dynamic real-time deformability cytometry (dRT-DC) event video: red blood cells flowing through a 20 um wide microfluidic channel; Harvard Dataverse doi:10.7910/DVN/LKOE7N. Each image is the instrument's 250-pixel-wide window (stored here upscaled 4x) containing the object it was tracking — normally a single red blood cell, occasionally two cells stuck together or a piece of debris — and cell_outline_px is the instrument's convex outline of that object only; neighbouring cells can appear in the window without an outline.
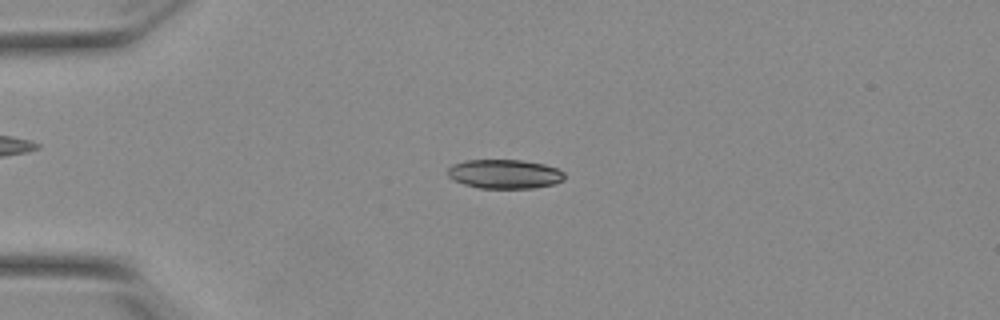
{"species": "Egyptian fruit bat (a non-hibernating species)", "species_latin": "Rousettus aegyptiacus", "temperature_condition": "warm", "stored_images_in_passage": 53, "camera_frame_rate_fps": 3000, "um_per_image_px": 0.085, "animal": {"sex": "female"}, "frame": {"image": 1, "passage_image": 13, "time_ms": 4.0, "image_size_px": [1000, 320], "cell_outline_px": [[564, 180], [552, 184], [532, 188], [476, 188], [464, 184], [448, 176], [448, 168], [452, 164], [464, 160], [520, 160], [544, 164], [556, 168], [564, 172]], "centroid_in_image_um": [42.88, 14.79], "position_along_channel_um": 42.1, "area_um2": 19.77}}
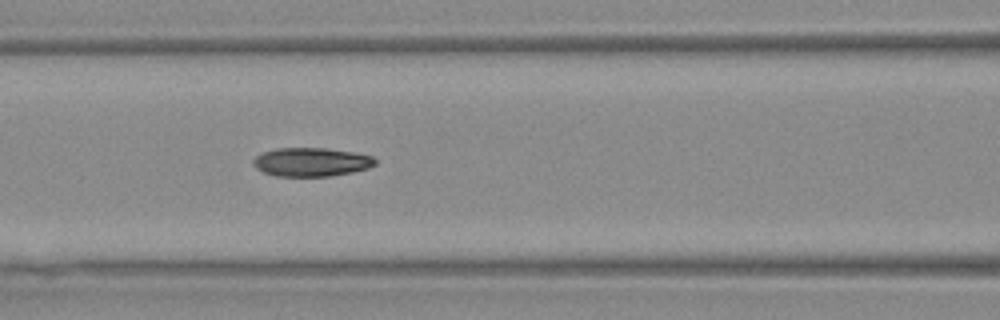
{"frame": {"image": 2, "passage_image": 23, "time_ms": 7.333, "image_size_px": [1000, 320], "cell_outline_px": [[376, 164], [368, 168], [352, 172], [328, 176], [276, 176], [264, 172], [256, 168], [252, 164], [252, 160], [256, 156], [264, 152], [276, 148], [324, 148], [352, 152], [372, 156], [376, 160]], "centroid_in_image_um": [26.44, 13.77], "position_along_channel_um": 140.2, "area_um2": 20.29}}
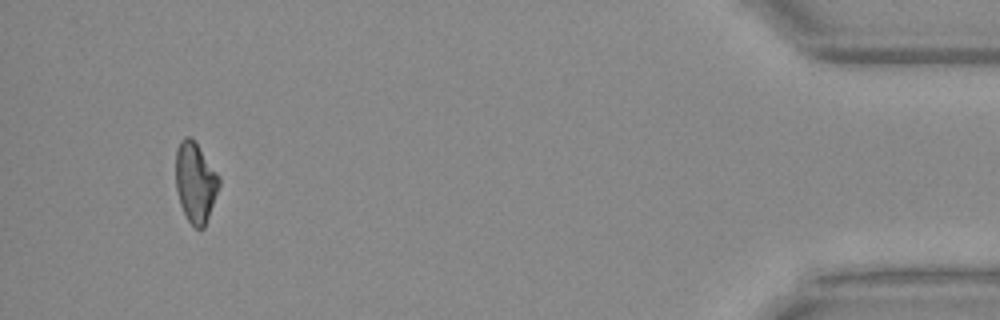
{"frame": {"image": 3, "passage_image": 50, "time_ms": 16.333, "image_size_px": [1000, 320], "cell_outline_px": [[220, 184], [204, 228], [196, 228], [188, 220], [180, 204], [176, 188], [176, 148], [180, 140], [184, 136], [192, 136], [220, 176]], "centroid_in_image_um": [16.6, 15.44], "position_along_channel_um": 418.6, "area_um2": 20.29}, "authors_computed_cell_mechanics": {"area_um2": 20.7502, "velocity_mm_per_s": 3.8658, "shape_relaxation_time_tau1_ms": 3.8048, "shape_relaxation_time_tau2_ms": 2.6251, "deformation_change_tau1": 0.1756, "deformation_change_tau2": 0.0876}}